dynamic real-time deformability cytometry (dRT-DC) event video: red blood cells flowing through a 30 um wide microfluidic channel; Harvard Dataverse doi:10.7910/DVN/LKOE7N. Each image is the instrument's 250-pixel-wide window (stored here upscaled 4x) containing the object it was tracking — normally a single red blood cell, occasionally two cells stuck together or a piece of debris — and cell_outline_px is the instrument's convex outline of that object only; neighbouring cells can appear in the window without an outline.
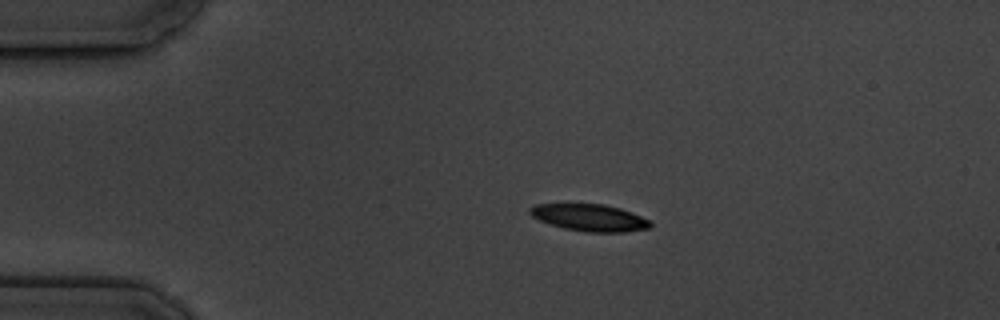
{"species": "common noctule bat (a hibernating species)", "species_latin": "Nyctalus noctula", "temperature_condition": "cold", "stored_images_in_passage": 7, "camera_frame_rate_fps": 3000, "um_per_image_px": 0.085, "animal": {"sex": "male", "body_mass_g": 19.5, "forearm_length_mm": 54.6}, "frame": {"image": 1, "passage_image": 3, "time_ms": 2.333, "image_size_px": [1000, 320], "cell_outline_px": [[652, 224], [648, 228], [624, 232], [584, 232], [564, 228], [540, 220], [532, 216], [528, 212], [528, 208], [536, 204], [604, 204], [620, 208], [632, 212], [648, 220]], "centroid_in_image_um": [50.1, 18.49], "position_along_channel_um": 34.9, "area_um2": 18.79}}
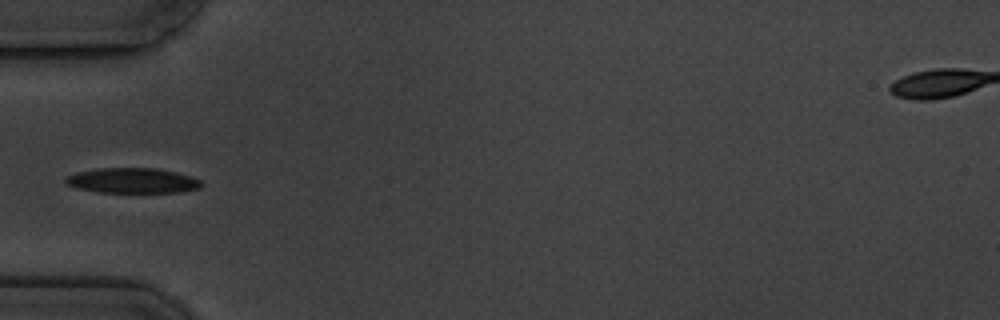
{"frame": {"image": 2, "passage_image": 5, "time_ms": 4.667, "image_size_px": [1000, 320], "cell_outline_px": [[200, 188], [180, 192], [96, 192], [76, 188], [68, 184], [64, 180], [68, 176], [76, 172], [100, 168], [156, 168], [176, 172], [200, 180]], "centroid_in_image_um": [11.23, 15.35], "position_along_channel_um": 73.8, "area_um2": 19.71}}
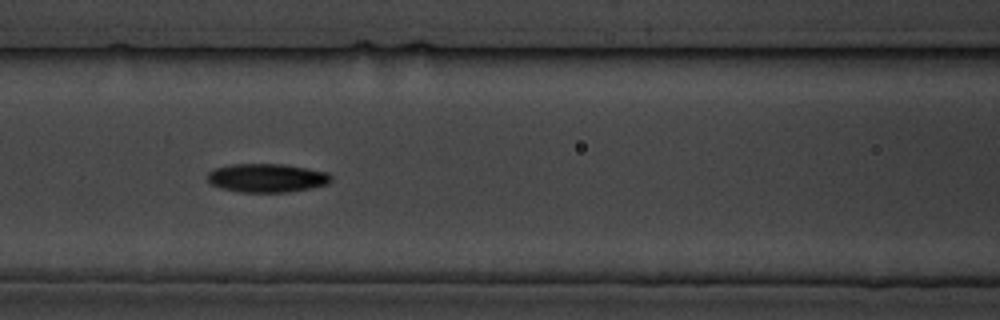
{"frame": {"image": 3, "passage_image": 7, "time_ms": 6.667, "image_size_px": [1000, 320], "cell_outline_px": [[332, 180], [328, 184], [312, 188], [288, 192], [240, 192], [220, 188], [212, 184], [208, 180], [208, 172], [216, 168], [232, 164], [284, 164], [328, 172], [332, 176]], "centroid_in_image_um": [22.72, 15.13], "position_along_channel_um": 143.9, "area_um2": 20.69}}